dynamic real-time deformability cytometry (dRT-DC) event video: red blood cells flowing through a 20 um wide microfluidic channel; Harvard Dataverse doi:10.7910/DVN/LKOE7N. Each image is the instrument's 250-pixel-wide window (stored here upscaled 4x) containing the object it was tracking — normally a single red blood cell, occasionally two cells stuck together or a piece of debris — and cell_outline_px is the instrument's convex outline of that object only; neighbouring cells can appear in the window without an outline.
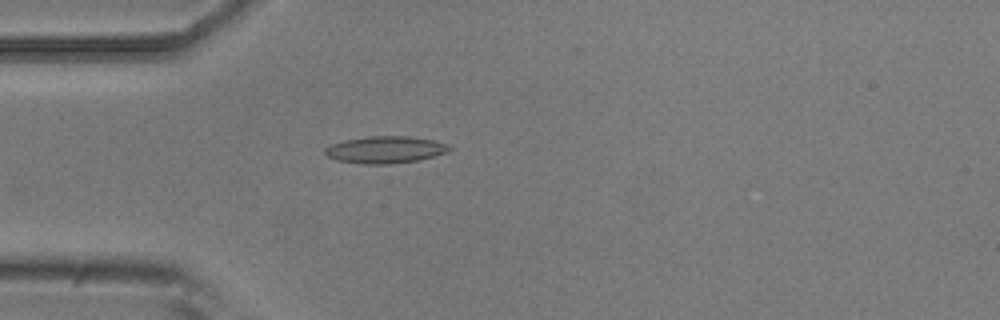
{"species": "common noctule bat (a hibernating species)", "species_latin": "Nyctalus noctula", "temperature_condition": "room temperature", "stored_images_in_passage": 1, "camera_frame_rate_fps": 3000, "um_per_image_px": 0.085, "animal": {"sex": "male", "body_mass_g": 20.5, "forearm_length_mm": 52.5}, "frame": {"image": 1, "passage_image": 1, "time_ms": 0.0, "image_size_px": [1000, 320], "cell_outline_px": [[452, 148], [448, 152], [420, 160], [392, 164], [364, 164], [336, 160], [328, 156], [324, 152], [324, 148], [332, 144], [344, 140], [368, 136], [412, 136], [452, 144]], "centroid_in_image_um": [32.8, 12.72], "position_along_channel_um": 52.2, "area_um2": 19.83}}